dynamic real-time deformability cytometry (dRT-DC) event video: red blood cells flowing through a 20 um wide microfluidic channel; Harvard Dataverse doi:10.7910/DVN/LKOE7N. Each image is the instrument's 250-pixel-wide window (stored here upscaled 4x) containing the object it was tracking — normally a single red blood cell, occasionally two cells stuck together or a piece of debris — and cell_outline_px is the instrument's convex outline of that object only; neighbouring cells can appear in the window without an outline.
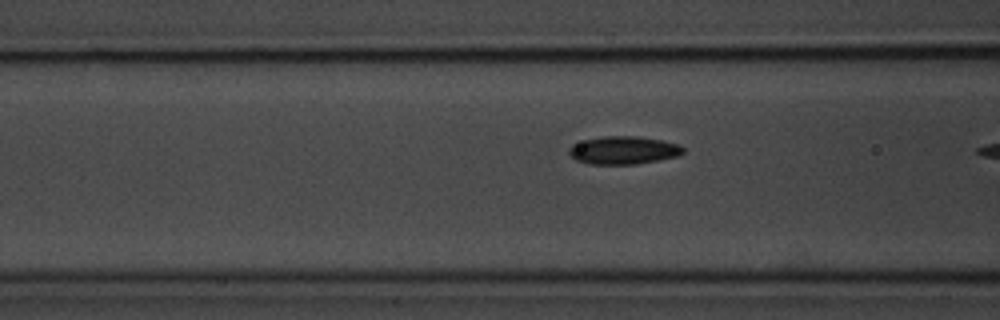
{"species": "common noctule bat (a hibernating species)", "species_latin": "Nyctalus noctula", "temperature_condition": "room temperature", "stored_images_in_passage": 19, "camera_frame_rate_fps": 3000, "um_per_image_px": 0.085, "animal": {"sex": "male", "body_mass_g": 20.1, "forearm_length_mm": 53.5}, "frame": {"image": 1, "passage_image": 18, "time_ms": 5.667, "image_size_px": [1000, 320], "cell_outline_px": [[684, 152], [676, 156], [636, 164], [588, 164], [576, 160], [568, 152], [568, 148], [572, 144], [584, 140], [604, 136], [640, 136], [664, 140], [680, 144], [684, 148]], "centroid_in_image_um": [52.99, 12.76], "position_along_channel_um": 113.6, "area_um2": 18.67}}